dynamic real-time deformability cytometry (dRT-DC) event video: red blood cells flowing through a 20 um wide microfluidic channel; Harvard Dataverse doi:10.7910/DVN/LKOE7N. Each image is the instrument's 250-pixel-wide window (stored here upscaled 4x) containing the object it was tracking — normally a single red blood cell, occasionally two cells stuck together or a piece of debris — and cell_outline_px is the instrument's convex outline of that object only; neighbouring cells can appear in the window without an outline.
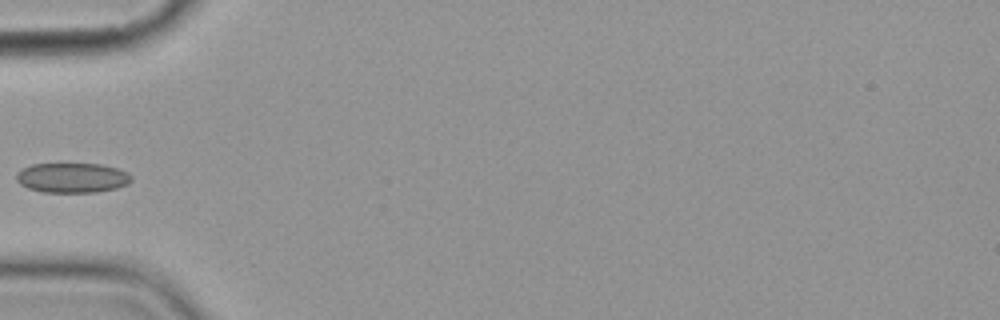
{"species": "common noctule bat (a hibernating species)", "species_latin": "Nyctalus noctula", "temperature_condition": "cold", "stored_images_in_passage": 7, "camera_frame_rate_fps": 3000, "um_per_image_px": 0.085, "animal": {"sex": "female", "body_mass_g": 19.9}, "frame": {"image": 1, "passage_image": 7, "time_ms": 7.0, "image_size_px": [1000, 320], "cell_outline_px": [[132, 180], [128, 184], [116, 188], [96, 192], [44, 192], [28, 188], [20, 184], [16, 180], [16, 172], [32, 164], [100, 164], [116, 168], [128, 172], [132, 176]], "centroid_in_image_um": [6.14, 15.11], "position_along_channel_um": 78.9, "area_um2": 20.0}}